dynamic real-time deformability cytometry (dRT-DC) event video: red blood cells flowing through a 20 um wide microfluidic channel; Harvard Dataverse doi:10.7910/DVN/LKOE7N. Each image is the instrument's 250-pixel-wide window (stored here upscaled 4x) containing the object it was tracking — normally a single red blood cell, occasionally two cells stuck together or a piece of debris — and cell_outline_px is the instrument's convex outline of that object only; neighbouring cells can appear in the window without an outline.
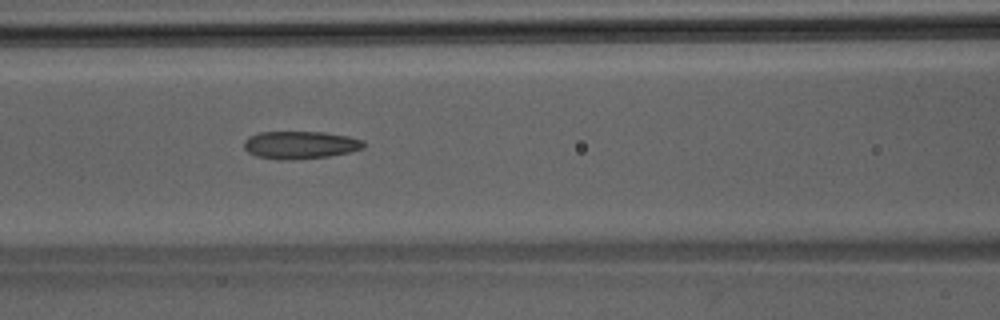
{"species": "Egyptian fruit bat (a non-hibernating species)", "species_latin": "Rousettus aegyptiacus", "temperature_condition": "room temperature", "stored_images_in_passage": 46, "camera_frame_rate_fps": 3000, "um_per_image_px": 0.085, "animal": {"sex": "male"}, "frame": {"image": 1, "passage_image": 20, "time_ms": 6.333, "image_size_px": [1000, 320], "cell_outline_px": [[364, 148], [348, 152], [328, 156], [280, 160], [256, 156], [248, 152], [244, 148], [244, 140], [248, 136], [260, 132], [324, 132], [348, 136], [364, 140]], "centroid_in_image_um": [25.49, 12.31], "position_along_channel_um": 141.1, "area_um2": 19.19}}
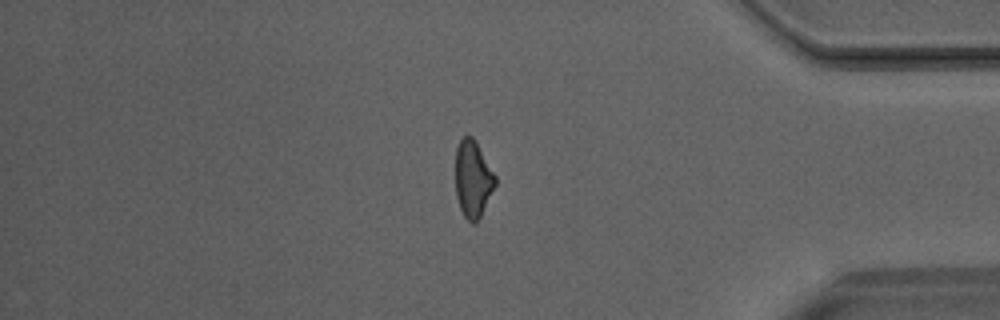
{"frame": {"image": 2, "passage_image": 39, "time_ms": 12.667, "image_size_px": [1000, 320], "cell_outline_px": [[496, 184], [476, 224], [472, 224], [464, 216], [460, 208], [456, 196], [456, 148], [460, 140], [464, 136], [472, 136], [476, 140], [496, 176]], "centroid_in_image_um": [40.2, 15.2], "position_along_channel_um": 395.0, "area_um2": 17.8}}
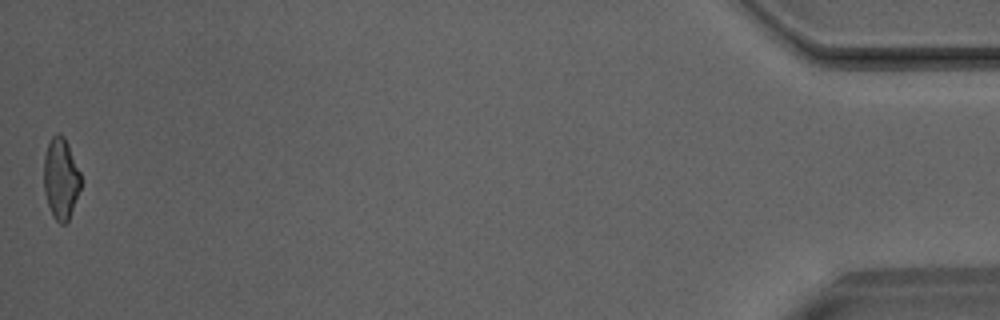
{"frame": {"image": 3, "passage_image": 46, "time_ms": 15.0, "image_size_px": [1000, 320], "cell_outline_px": [[80, 188], [68, 220], [64, 224], [60, 224], [52, 216], [44, 192], [44, 156], [48, 144], [52, 136], [56, 132], [60, 132], [64, 136], [68, 144], [80, 172]], "centroid_in_image_um": [5.15, 15.15], "position_along_channel_um": 430.0, "area_um2": 17.4}}